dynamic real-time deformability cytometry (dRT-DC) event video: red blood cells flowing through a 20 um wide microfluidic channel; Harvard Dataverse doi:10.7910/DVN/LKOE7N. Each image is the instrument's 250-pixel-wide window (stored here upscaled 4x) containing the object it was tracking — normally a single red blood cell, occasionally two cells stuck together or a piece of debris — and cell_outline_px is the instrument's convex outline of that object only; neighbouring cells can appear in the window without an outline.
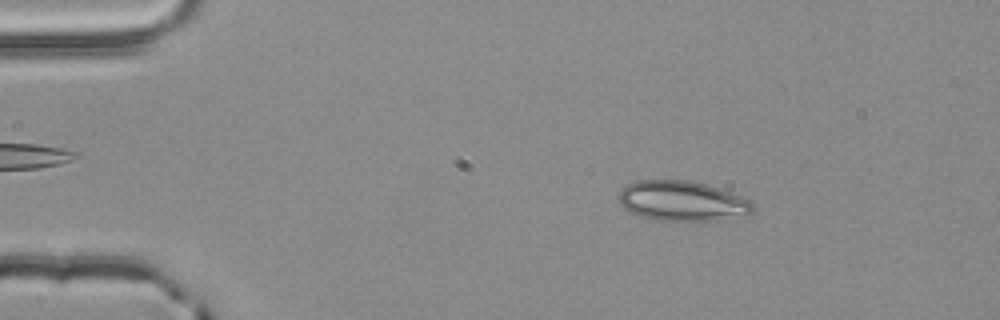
{"species": "common noctule bat (a hibernating species)", "species_latin": "Nyctalus noctula", "temperature_condition": "room temperature", "stored_images_in_passage": 54, "camera_frame_rate_fps": 3000, "um_per_image_px": 0.085, "animal": {"sex": "male", "body_mass_g": 20.4}, "frame": {"image": 1, "passage_image": 9, "time_ms": 2.667, "image_size_px": [1000, 320], "cell_outline_px": [[752, 212], [716, 220], [660, 220], [640, 216], [624, 208], [620, 204], [620, 192], [628, 184], [636, 180], [688, 180], [708, 184], [720, 188], [752, 200]], "centroid_in_image_um": [57.98, 17.06], "position_along_channel_um": 27.0, "area_um2": 30.87}}
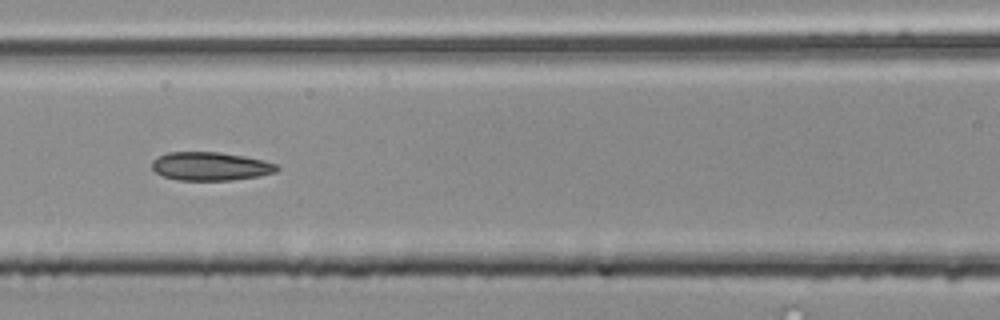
{"frame": {"image": 2, "passage_image": 24, "time_ms": 7.667, "image_size_px": [1000, 320], "cell_outline_px": [[280, 168], [276, 172], [260, 176], [232, 180], [180, 180], [164, 176], [156, 172], [152, 168], [152, 160], [168, 152], [220, 152], [244, 156], [264, 160], [276, 164]], "centroid_in_image_um": [17.92, 14.13], "position_along_channel_um": 148.7, "area_um2": 20.69}}
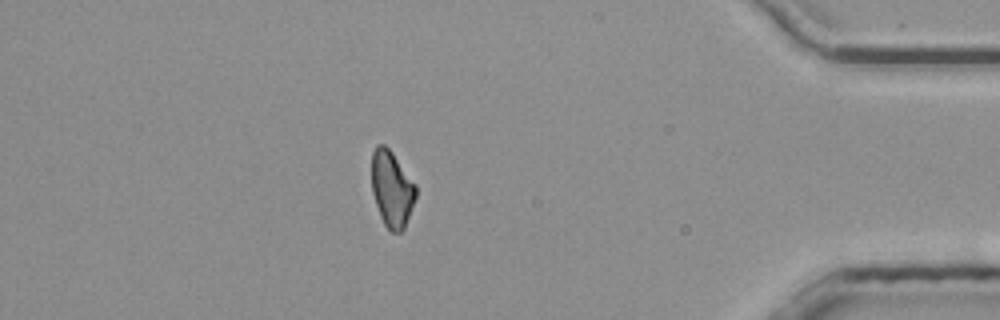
{"frame": {"image": 3, "passage_image": 47, "time_ms": 15.333, "image_size_px": [1000, 320], "cell_outline_px": [[416, 196], [404, 228], [400, 232], [392, 232], [384, 224], [380, 216], [372, 192], [372, 152], [376, 144], [384, 144], [392, 152], [416, 184]], "centroid_in_image_um": [33.3, 16.03], "position_along_channel_um": 401.9, "area_um2": 19.48}, "authors_computed_cell_mechanics": {"area_um2": 20.6635, "velocity_mm_per_s": 3.8669, "shape_relaxation_time_tau1_ms": 5.1506, "shape_relaxation_time_tau2_ms": 3.4563, "deformation_change_tau1": 0.1031, "deformation_change_tau2": 0.0903}}